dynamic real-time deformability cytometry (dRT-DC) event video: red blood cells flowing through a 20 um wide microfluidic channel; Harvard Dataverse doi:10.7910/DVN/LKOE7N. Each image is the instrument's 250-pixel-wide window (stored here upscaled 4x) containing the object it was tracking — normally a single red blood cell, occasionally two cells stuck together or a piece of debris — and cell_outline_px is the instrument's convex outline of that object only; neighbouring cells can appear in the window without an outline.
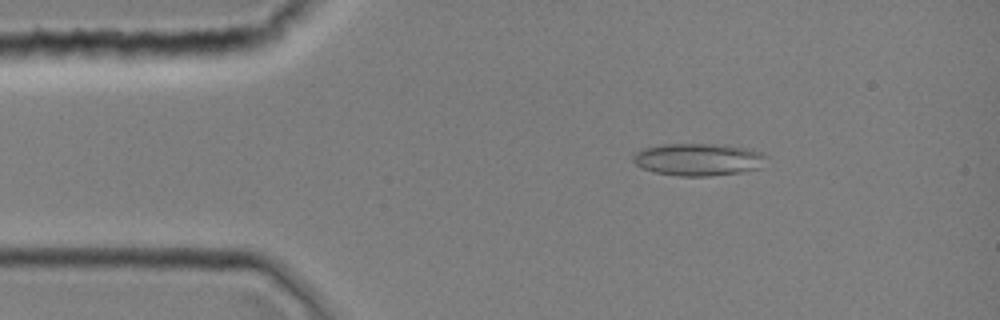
{"species": "common noctule bat (a hibernating species)", "species_latin": "Nyctalus noctula", "temperature_condition": "room temperature", "stored_images_in_passage": 6, "camera_frame_rate_fps": 3000, "um_per_image_px": 0.085, "animal": {"sex": "female", "body_mass_g": 19.0, "forearm_length_mm": 51.5}, "frame": {"image": 1, "passage_image": 6, "time_ms": 1.667, "image_size_px": [1000, 320], "cell_outline_px": [[768, 156], [760, 168], [740, 172], [708, 176], [680, 176], [652, 172], [636, 164], [632, 160], [632, 156], [640, 148], [660, 144], [724, 144], [752, 148]], "centroid_in_image_um": [59.36, 13.54], "position_along_channel_um": 25.6, "area_um2": 25.49}}